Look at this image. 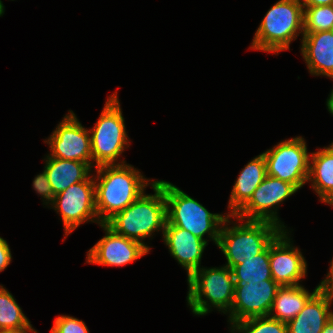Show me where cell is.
I'll return each mask as SVG.
<instances>
[{
  "mask_svg": "<svg viewBox=\"0 0 333 333\" xmlns=\"http://www.w3.org/2000/svg\"><path fill=\"white\" fill-rule=\"evenodd\" d=\"M326 105H327V110L329 111V113H331L333 115V89L330 92V95L326 101Z\"/></svg>",
  "mask_w": 333,
  "mask_h": 333,
  "instance_id": "d6a6232c",
  "label": "cell"
},
{
  "mask_svg": "<svg viewBox=\"0 0 333 333\" xmlns=\"http://www.w3.org/2000/svg\"><path fill=\"white\" fill-rule=\"evenodd\" d=\"M44 170L51 184L54 196L72 184L85 181L91 175V167L80 161L64 160L46 156Z\"/></svg>",
  "mask_w": 333,
  "mask_h": 333,
  "instance_id": "d6986e66",
  "label": "cell"
},
{
  "mask_svg": "<svg viewBox=\"0 0 333 333\" xmlns=\"http://www.w3.org/2000/svg\"><path fill=\"white\" fill-rule=\"evenodd\" d=\"M187 302L195 315L202 316L212 307L229 313L234 300L235 282L228 266L200 268L188 279ZM203 297L206 299L204 300Z\"/></svg>",
  "mask_w": 333,
  "mask_h": 333,
  "instance_id": "8992f818",
  "label": "cell"
},
{
  "mask_svg": "<svg viewBox=\"0 0 333 333\" xmlns=\"http://www.w3.org/2000/svg\"><path fill=\"white\" fill-rule=\"evenodd\" d=\"M12 254L6 240L0 237V272L5 270L11 263Z\"/></svg>",
  "mask_w": 333,
  "mask_h": 333,
  "instance_id": "83f0119b",
  "label": "cell"
},
{
  "mask_svg": "<svg viewBox=\"0 0 333 333\" xmlns=\"http://www.w3.org/2000/svg\"><path fill=\"white\" fill-rule=\"evenodd\" d=\"M15 300L13 295L0 285V330L32 329L29 319Z\"/></svg>",
  "mask_w": 333,
  "mask_h": 333,
  "instance_id": "603a6c76",
  "label": "cell"
},
{
  "mask_svg": "<svg viewBox=\"0 0 333 333\" xmlns=\"http://www.w3.org/2000/svg\"><path fill=\"white\" fill-rule=\"evenodd\" d=\"M64 116L56 129L44 142L50 146V157L93 164L90 132L82 126L72 110Z\"/></svg>",
  "mask_w": 333,
  "mask_h": 333,
  "instance_id": "8fae6325",
  "label": "cell"
},
{
  "mask_svg": "<svg viewBox=\"0 0 333 333\" xmlns=\"http://www.w3.org/2000/svg\"><path fill=\"white\" fill-rule=\"evenodd\" d=\"M95 207L99 221L105 224L117 212L124 210L139 198L148 183L139 170L123 160L113 165L96 167Z\"/></svg>",
  "mask_w": 333,
  "mask_h": 333,
  "instance_id": "6da1fadb",
  "label": "cell"
},
{
  "mask_svg": "<svg viewBox=\"0 0 333 333\" xmlns=\"http://www.w3.org/2000/svg\"><path fill=\"white\" fill-rule=\"evenodd\" d=\"M322 286L320 283L312 293H309L302 285L280 286L268 316L288 323Z\"/></svg>",
  "mask_w": 333,
  "mask_h": 333,
  "instance_id": "44dd1931",
  "label": "cell"
},
{
  "mask_svg": "<svg viewBox=\"0 0 333 333\" xmlns=\"http://www.w3.org/2000/svg\"><path fill=\"white\" fill-rule=\"evenodd\" d=\"M298 190L290 183L266 175L250 200L234 215L237 221H270L285 230L277 215L279 205ZM275 206V207H274Z\"/></svg>",
  "mask_w": 333,
  "mask_h": 333,
  "instance_id": "30bf717a",
  "label": "cell"
},
{
  "mask_svg": "<svg viewBox=\"0 0 333 333\" xmlns=\"http://www.w3.org/2000/svg\"><path fill=\"white\" fill-rule=\"evenodd\" d=\"M304 8L301 0H279L265 14L255 32L251 49L279 53L303 36Z\"/></svg>",
  "mask_w": 333,
  "mask_h": 333,
  "instance_id": "5b68a950",
  "label": "cell"
},
{
  "mask_svg": "<svg viewBox=\"0 0 333 333\" xmlns=\"http://www.w3.org/2000/svg\"><path fill=\"white\" fill-rule=\"evenodd\" d=\"M151 187L155 192L153 195L143 193L105 223L116 234L141 243L149 251L150 247L143 240L152 237L155 231L162 230L163 234L167 221L163 188L156 181Z\"/></svg>",
  "mask_w": 333,
  "mask_h": 333,
  "instance_id": "7a4b0ae2",
  "label": "cell"
},
{
  "mask_svg": "<svg viewBox=\"0 0 333 333\" xmlns=\"http://www.w3.org/2000/svg\"><path fill=\"white\" fill-rule=\"evenodd\" d=\"M321 333H333V316L325 324Z\"/></svg>",
  "mask_w": 333,
  "mask_h": 333,
  "instance_id": "4dcf8cb0",
  "label": "cell"
},
{
  "mask_svg": "<svg viewBox=\"0 0 333 333\" xmlns=\"http://www.w3.org/2000/svg\"><path fill=\"white\" fill-rule=\"evenodd\" d=\"M4 8L2 1H0V16L4 14Z\"/></svg>",
  "mask_w": 333,
  "mask_h": 333,
  "instance_id": "836d02e7",
  "label": "cell"
},
{
  "mask_svg": "<svg viewBox=\"0 0 333 333\" xmlns=\"http://www.w3.org/2000/svg\"><path fill=\"white\" fill-rule=\"evenodd\" d=\"M31 329H5L0 330V333H29Z\"/></svg>",
  "mask_w": 333,
  "mask_h": 333,
  "instance_id": "1f68e13d",
  "label": "cell"
},
{
  "mask_svg": "<svg viewBox=\"0 0 333 333\" xmlns=\"http://www.w3.org/2000/svg\"><path fill=\"white\" fill-rule=\"evenodd\" d=\"M287 231L283 230L269 245L271 276L279 286L300 285L307 272V262L301 251L291 244Z\"/></svg>",
  "mask_w": 333,
  "mask_h": 333,
  "instance_id": "4fadbf2b",
  "label": "cell"
},
{
  "mask_svg": "<svg viewBox=\"0 0 333 333\" xmlns=\"http://www.w3.org/2000/svg\"><path fill=\"white\" fill-rule=\"evenodd\" d=\"M303 8V34L333 30V5Z\"/></svg>",
  "mask_w": 333,
  "mask_h": 333,
  "instance_id": "cb8c5ba5",
  "label": "cell"
},
{
  "mask_svg": "<svg viewBox=\"0 0 333 333\" xmlns=\"http://www.w3.org/2000/svg\"><path fill=\"white\" fill-rule=\"evenodd\" d=\"M301 42L310 74L333 79V30L303 34Z\"/></svg>",
  "mask_w": 333,
  "mask_h": 333,
  "instance_id": "e0dca14e",
  "label": "cell"
},
{
  "mask_svg": "<svg viewBox=\"0 0 333 333\" xmlns=\"http://www.w3.org/2000/svg\"><path fill=\"white\" fill-rule=\"evenodd\" d=\"M288 333L287 323L269 316L252 317L234 323L231 333Z\"/></svg>",
  "mask_w": 333,
  "mask_h": 333,
  "instance_id": "d4e9b609",
  "label": "cell"
},
{
  "mask_svg": "<svg viewBox=\"0 0 333 333\" xmlns=\"http://www.w3.org/2000/svg\"><path fill=\"white\" fill-rule=\"evenodd\" d=\"M303 7L333 5V0H301Z\"/></svg>",
  "mask_w": 333,
  "mask_h": 333,
  "instance_id": "f1b7e54d",
  "label": "cell"
},
{
  "mask_svg": "<svg viewBox=\"0 0 333 333\" xmlns=\"http://www.w3.org/2000/svg\"><path fill=\"white\" fill-rule=\"evenodd\" d=\"M279 287L274 280L235 283L234 300L228 313L230 325L252 317L268 316Z\"/></svg>",
  "mask_w": 333,
  "mask_h": 333,
  "instance_id": "7c38bea8",
  "label": "cell"
},
{
  "mask_svg": "<svg viewBox=\"0 0 333 333\" xmlns=\"http://www.w3.org/2000/svg\"><path fill=\"white\" fill-rule=\"evenodd\" d=\"M32 333H38L37 330H35L34 328L31 329ZM52 333V332H51Z\"/></svg>",
  "mask_w": 333,
  "mask_h": 333,
  "instance_id": "e575fe53",
  "label": "cell"
},
{
  "mask_svg": "<svg viewBox=\"0 0 333 333\" xmlns=\"http://www.w3.org/2000/svg\"><path fill=\"white\" fill-rule=\"evenodd\" d=\"M100 226L105 236L89 249L86 263L120 267L148 254L141 243L116 234L106 224Z\"/></svg>",
  "mask_w": 333,
  "mask_h": 333,
  "instance_id": "5bb4252c",
  "label": "cell"
},
{
  "mask_svg": "<svg viewBox=\"0 0 333 333\" xmlns=\"http://www.w3.org/2000/svg\"><path fill=\"white\" fill-rule=\"evenodd\" d=\"M52 206L61 214L65 236L87 221L102 224L96 212L95 179L92 174L85 181L72 184L57 194Z\"/></svg>",
  "mask_w": 333,
  "mask_h": 333,
  "instance_id": "9c48e42d",
  "label": "cell"
},
{
  "mask_svg": "<svg viewBox=\"0 0 333 333\" xmlns=\"http://www.w3.org/2000/svg\"><path fill=\"white\" fill-rule=\"evenodd\" d=\"M163 188L166 200L167 222L176 227L185 229L194 236L204 240L208 234L217 246L223 222L228 217L218 213H210L202 204L187 195L180 188L164 180H156Z\"/></svg>",
  "mask_w": 333,
  "mask_h": 333,
  "instance_id": "277c9868",
  "label": "cell"
},
{
  "mask_svg": "<svg viewBox=\"0 0 333 333\" xmlns=\"http://www.w3.org/2000/svg\"><path fill=\"white\" fill-rule=\"evenodd\" d=\"M231 270L235 283L273 280L269 264V246L262 253L235 265Z\"/></svg>",
  "mask_w": 333,
  "mask_h": 333,
  "instance_id": "7402d4cb",
  "label": "cell"
},
{
  "mask_svg": "<svg viewBox=\"0 0 333 333\" xmlns=\"http://www.w3.org/2000/svg\"><path fill=\"white\" fill-rule=\"evenodd\" d=\"M266 175V160L261 153L240 171L231 191L228 204L229 215H235L250 200Z\"/></svg>",
  "mask_w": 333,
  "mask_h": 333,
  "instance_id": "ac0fdd59",
  "label": "cell"
},
{
  "mask_svg": "<svg viewBox=\"0 0 333 333\" xmlns=\"http://www.w3.org/2000/svg\"><path fill=\"white\" fill-rule=\"evenodd\" d=\"M321 202L333 206V149L323 147L310 155L308 180Z\"/></svg>",
  "mask_w": 333,
  "mask_h": 333,
  "instance_id": "ffe728a7",
  "label": "cell"
},
{
  "mask_svg": "<svg viewBox=\"0 0 333 333\" xmlns=\"http://www.w3.org/2000/svg\"><path fill=\"white\" fill-rule=\"evenodd\" d=\"M230 218L234 215H228L223 222L217 244L230 269L262 253L284 230L273 222L256 220H244L245 223L230 227Z\"/></svg>",
  "mask_w": 333,
  "mask_h": 333,
  "instance_id": "3957f363",
  "label": "cell"
},
{
  "mask_svg": "<svg viewBox=\"0 0 333 333\" xmlns=\"http://www.w3.org/2000/svg\"><path fill=\"white\" fill-rule=\"evenodd\" d=\"M163 238L171 256L187 271V279L201 268L202 254L208 245L204 240L167 221Z\"/></svg>",
  "mask_w": 333,
  "mask_h": 333,
  "instance_id": "9a60e30c",
  "label": "cell"
},
{
  "mask_svg": "<svg viewBox=\"0 0 333 333\" xmlns=\"http://www.w3.org/2000/svg\"><path fill=\"white\" fill-rule=\"evenodd\" d=\"M52 333H89V330L82 320L72 316L61 315L56 317Z\"/></svg>",
  "mask_w": 333,
  "mask_h": 333,
  "instance_id": "484cf974",
  "label": "cell"
},
{
  "mask_svg": "<svg viewBox=\"0 0 333 333\" xmlns=\"http://www.w3.org/2000/svg\"><path fill=\"white\" fill-rule=\"evenodd\" d=\"M33 188L42 196L45 205H52L55 196L45 170L34 178Z\"/></svg>",
  "mask_w": 333,
  "mask_h": 333,
  "instance_id": "4316f807",
  "label": "cell"
},
{
  "mask_svg": "<svg viewBox=\"0 0 333 333\" xmlns=\"http://www.w3.org/2000/svg\"><path fill=\"white\" fill-rule=\"evenodd\" d=\"M333 286H322L305 304L304 308L287 323L288 333H321L333 316Z\"/></svg>",
  "mask_w": 333,
  "mask_h": 333,
  "instance_id": "2e32d148",
  "label": "cell"
},
{
  "mask_svg": "<svg viewBox=\"0 0 333 333\" xmlns=\"http://www.w3.org/2000/svg\"><path fill=\"white\" fill-rule=\"evenodd\" d=\"M330 264L331 265L328 274L326 275V278L322 282H320L323 286H333V259Z\"/></svg>",
  "mask_w": 333,
  "mask_h": 333,
  "instance_id": "f546056e",
  "label": "cell"
},
{
  "mask_svg": "<svg viewBox=\"0 0 333 333\" xmlns=\"http://www.w3.org/2000/svg\"><path fill=\"white\" fill-rule=\"evenodd\" d=\"M125 120L120 108L117 92L110 95L98 121L90 132L91 154L95 167L113 165L129 147Z\"/></svg>",
  "mask_w": 333,
  "mask_h": 333,
  "instance_id": "52a82bcc",
  "label": "cell"
},
{
  "mask_svg": "<svg viewBox=\"0 0 333 333\" xmlns=\"http://www.w3.org/2000/svg\"><path fill=\"white\" fill-rule=\"evenodd\" d=\"M301 136L286 139L263 152L267 175L292 184L297 190L308 181L310 154Z\"/></svg>",
  "mask_w": 333,
  "mask_h": 333,
  "instance_id": "ba28073f",
  "label": "cell"
}]
</instances>
